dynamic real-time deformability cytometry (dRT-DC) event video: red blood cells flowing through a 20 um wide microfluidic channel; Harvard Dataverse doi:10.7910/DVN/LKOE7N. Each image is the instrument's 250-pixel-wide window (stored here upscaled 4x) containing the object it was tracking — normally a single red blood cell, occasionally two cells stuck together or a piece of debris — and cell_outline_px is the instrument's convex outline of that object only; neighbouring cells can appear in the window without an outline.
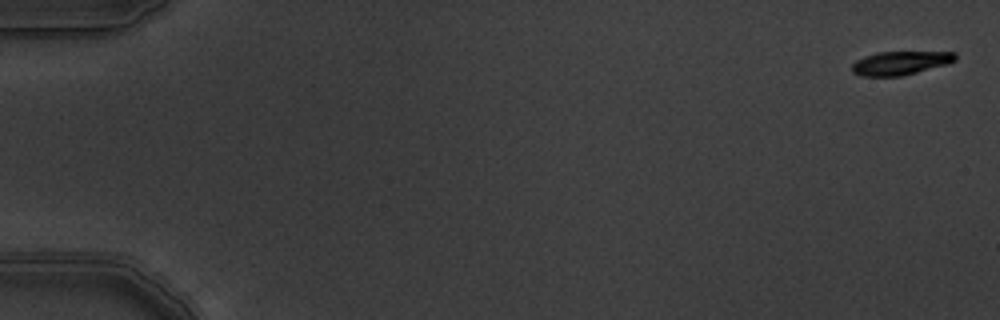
{"species": "common noctule bat (a hibernating species)", "species_latin": "Nyctalus noctula", "temperature_condition": "warm", "stored_images_in_passage": 5, "camera_frame_rate_fps": 3000, "um_per_image_px": 0.085, "animal": {"sex": "male", "body_mass_g": 19.5, "forearm_length_mm": 54.6}, "frame": {"image": 1, "passage_image": 1, "time_ms": 0.0, "image_size_px": [1000, 320], "cell_outline_px": [[956, 60], [948, 64], [900, 76], [864, 76], [852, 72], [852, 64], [856, 60], [864, 56], [876, 52], [956, 52]], "centroid_in_image_um": [76.52, 5.35], "position_along_channel_um": 8.5, "area_um2": 14.16}}
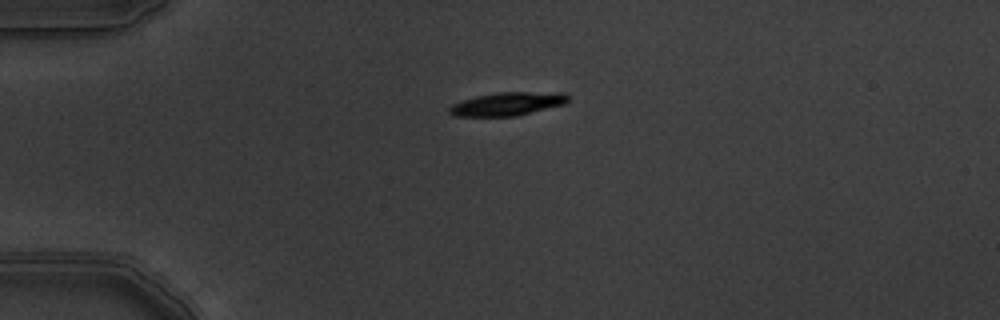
{"frame": {"image": 2, "passage_image": 5, "time_ms": 1.333, "image_size_px": [1000, 320], "cell_outline_px": [[568, 100], [564, 104], [516, 116], [452, 116], [448, 112], [448, 108], [452, 104], [476, 96], [496, 92], [564, 92], [568, 96]], "centroid_in_image_um": [43.12, 8.82], "position_along_channel_um": 41.9, "area_um2": 16.13}}